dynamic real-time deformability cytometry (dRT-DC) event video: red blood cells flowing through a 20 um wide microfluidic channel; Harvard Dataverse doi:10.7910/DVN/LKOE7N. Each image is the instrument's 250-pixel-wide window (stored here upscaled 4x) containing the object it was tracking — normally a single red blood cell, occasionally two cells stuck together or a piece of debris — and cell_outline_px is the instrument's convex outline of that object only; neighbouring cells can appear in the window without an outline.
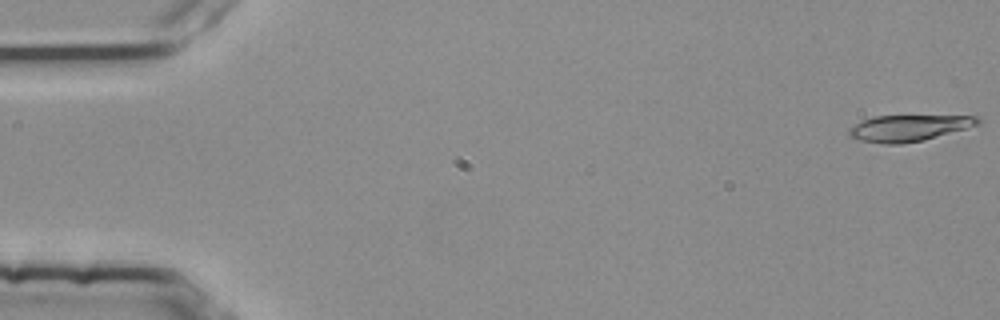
{"species": "common noctule bat (a hibernating species)", "species_latin": "Nyctalus noctula", "temperature_condition": "room temperature", "stored_images_in_passage": 54, "camera_frame_rate_fps": 3000, "um_per_image_px": 0.085, "animal": {"sex": "female", "body_mass_g": 25.1}, "frame": {"image": 1, "passage_image": 1, "time_ms": 0.0, "image_size_px": [1000, 320], "cell_outline_px": [[980, 124], [924, 140], [900, 144], [884, 144], [860, 140], [852, 136], [848, 132], [848, 128], [864, 120], [876, 116], [976, 116], [980, 120]], "centroid_in_image_um": [77.24, 10.88], "position_along_channel_um": 7.8, "area_um2": 19.36}}
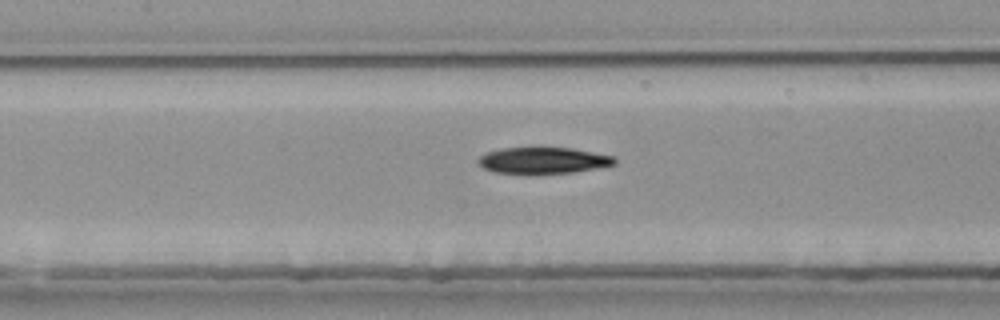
{"frame": {"image": 2, "passage_image": 25, "time_ms": 8.0, "image_size_px": [1000, 320], "cell_outline_px": [[616, 164], [572, 172], [496, 172], [484, 168], [476, 160], [484, 152], [500, 148], [540, 144], [572, 148], [616, 156]], "centroid_in_image_um": [46.15, 13.55], "position_along_channel_um": 161.2, "area_um2": 21.44}}
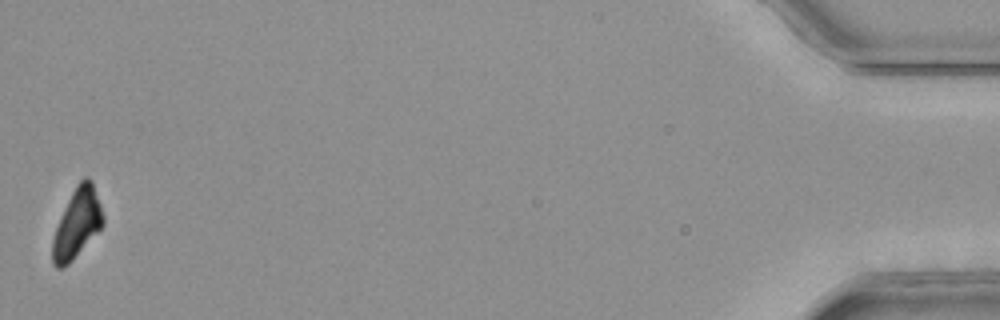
{"frame": {"image": 3, "passage_image": 54, "time_ms": 17.667, "image_size_px": [1000, 320], "cell_outline_px": [[104, 224], [72, 260], [68, 264], [60, 268], [56, 268], [52, 264], [52, 240], [56, 228], [68, 200], [76, 184], [84, 176], [92, 180], [104, 216]], "centroid_in_image_um": [6.55, 18.98], "position_along_channel_um": 428.7, "area_um2": 20.06}}